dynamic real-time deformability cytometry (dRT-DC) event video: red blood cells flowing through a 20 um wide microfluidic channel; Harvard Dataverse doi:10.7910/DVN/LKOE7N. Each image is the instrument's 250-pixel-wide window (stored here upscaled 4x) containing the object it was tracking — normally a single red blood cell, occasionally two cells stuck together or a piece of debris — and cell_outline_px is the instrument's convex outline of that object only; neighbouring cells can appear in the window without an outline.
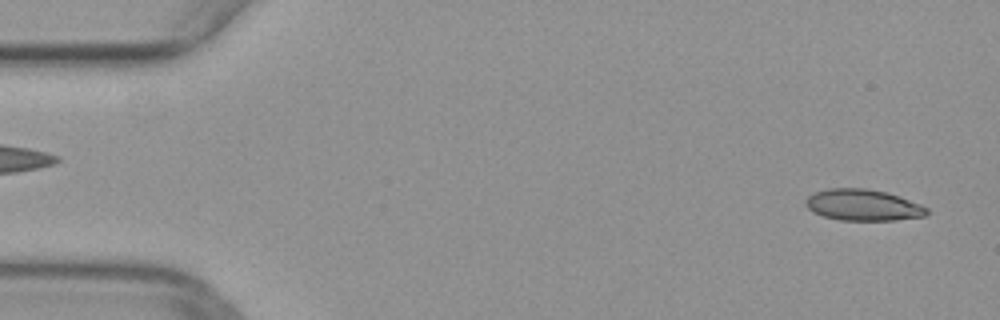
{"species": "common noctule bat (a hibernating species)", "species_latin": "Nyctalus noctula", "temperature_condition": "warm", "stored_images_in_passage": 50, "camera_frame_rate_fps": 3000, "um_per_image_px": 0.085, "animal": {"sex": "female", "body_mass_g": 29.2, "forearm_length_mm": 56.3}, "frame": {"image": 1, "passage_image": 3, "time_ms": 0.667, "image_size_px": [1000, 320], "cell_outline_px": [[928, 212], [924, 216], [896, 220], [840, 220], [824, 216], [812, 212], [804, 204], [804, 200], [808, 196], [816, 192], [828, 188], [868, 188], [888, 192], [900, 196], [920, 204], [928, 208]], "centroid_in_image_um": [73.34, 17.42], "position_along_channel_um": 11.7, "area_um2": 22.25}}
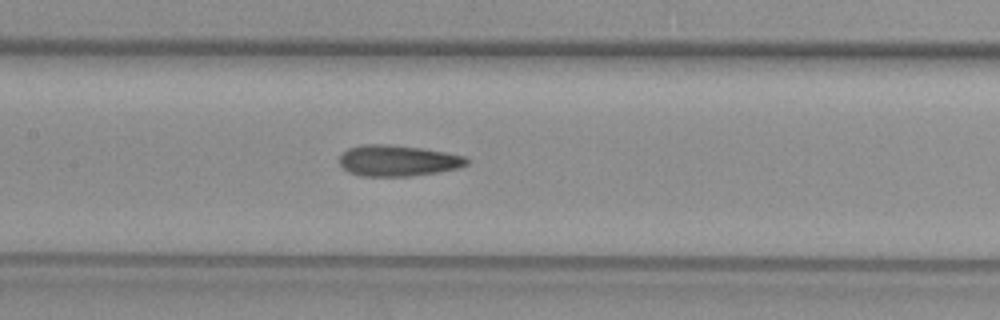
{"frame": {"image": 2, "passage_image": 24, "time_ms": 7.667, "image_size_px": [1000, 320], "cell_outline_px": [[468, 164], [460, 168], [440, 172], [412, 176], [360, 176], [348, 172], [340, 164], [340, 156], [348, 148], [364, 144], [388, 144], [420, 148], [444, 152], [464, 156], [468, 160]], "centroid_in_image_um": [33.82, 13.66], "position_along_channel_um": 173.6, "area_um2": 23.06}}
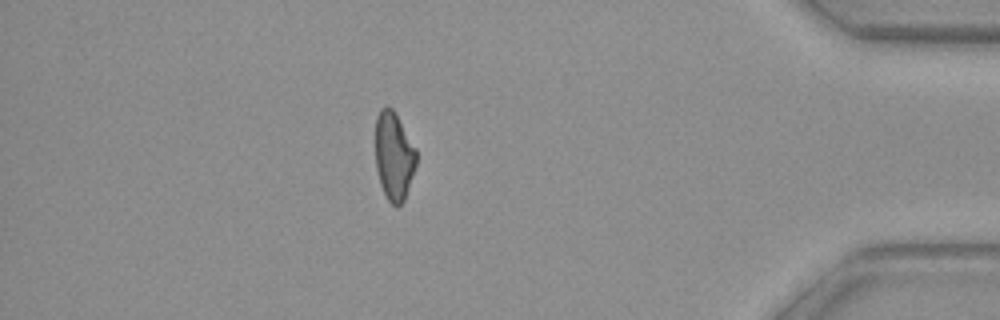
{"frame": {"image": 3, "passage_image": 44, "time_ms": 14.333, "image_size_px": [1000, 320], "cell_outline_px": [[416, 164], [404, 200], [396, 208], [388, 200], [380, 184], [376, 168], [376, 116], [380, 108], [384, 104], [392, 108], [416, 148]], "centroid_in_image_um": [33.47, 13.24], "position_along_channel_um": 401.7, "area_um2": 20.92}}